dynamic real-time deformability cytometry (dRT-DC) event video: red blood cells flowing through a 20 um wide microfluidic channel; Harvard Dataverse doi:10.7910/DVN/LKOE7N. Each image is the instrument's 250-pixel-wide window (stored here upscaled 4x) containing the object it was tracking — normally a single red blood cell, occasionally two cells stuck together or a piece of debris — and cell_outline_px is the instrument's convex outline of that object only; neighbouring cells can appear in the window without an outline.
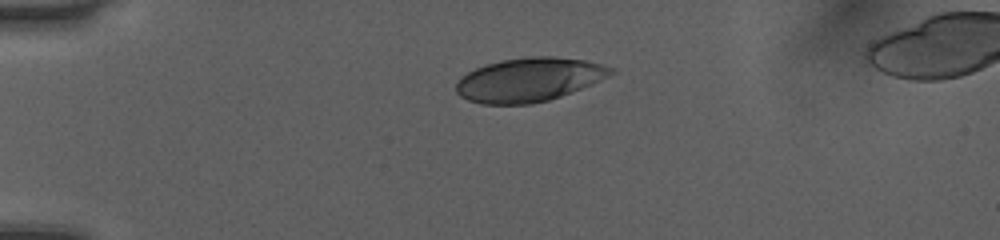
{"species": "human", "species_latin": "Homo sapiens", "temperature_condition": "room temperature", "stored_images_in_passage": 37, "camera_frame_rate_fps": 3000, "um_per_image_px": 0.085, "donor": {"sex": "female"}, "frame": {"image": 1, "passage_image": 1, "time_ms": 0.0, "image_size_px": [1000, 240], "cell_outline_px": [[616, 72], [592, 84], [572, 92], [548, 100], [532, 104], [480, 104], [468, 100], [460, 96], [456, 92], [456, 84], [468, 72], [484, 64], [504, 60], [532, 56], [552, 56], [584, 60], [600, 64], [612, 68]], "centroid_in_image_um": [44.97, 6.78], "position_along_channel_um": 40.0, "area_um2": 39.25}}
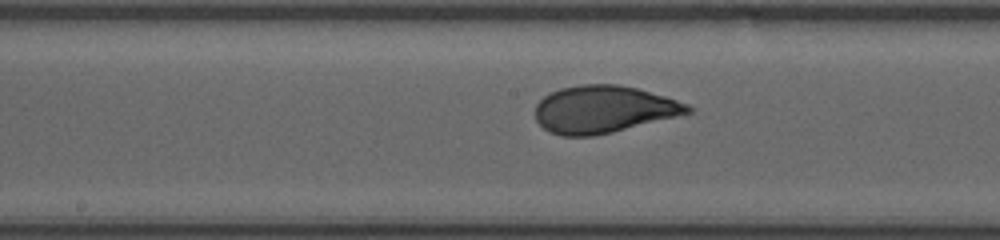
{"frame": {"image": 2, "passage_image": 16, "time_ms": 5.0, "image_size_px": [1000, 240], "cell_outline_px": [[692, 112], [612, 132], [592, 136], [560, 136], [548, 132], [536, 120], [536, 104], [544, 96], [560, 88], [580, 84], [620, 84], [636, 88], [664, 96], [688, 104], [692, 108]], "centroid_in_image_um": [51.26, 9.29], "position_along_channel_um": 196.9, "area_um2": 41.79}}
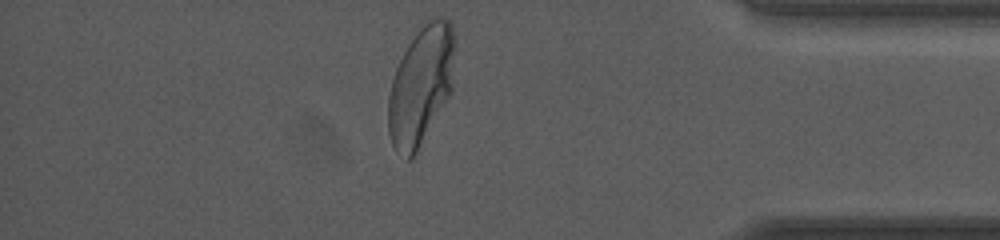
{"frame": {"image": 3, "passage_image": 33, "time_ms": 10.667, "image_size_px": [1000, 240], "cell_outline_px": [[456, 44], [452, 92], [412, 160], [404, 160], [396, 152], [392, 144], [388, 132], [388, 96], [392, 80], [396, 68], [408, 44], [424, 20], [436, 16], [440, 16], [448, 20], [452, 24], [456, 40]], "centroid_in_image_um": [35.8, 7.25], "position_along_channel_um": 399.4, "area_um2": 47.05}, "authors_computed_cell_mechanics": {"area_um2": 41.7894, "velocity_mm_per_s": 4.0432, "shape_relaxation_time_tau1_ms": 3.5793, "shape_relaxation_time_tau2_ms": null, "deformation_change_tau1": 0.1617, "deformation_change_tau2": null}}